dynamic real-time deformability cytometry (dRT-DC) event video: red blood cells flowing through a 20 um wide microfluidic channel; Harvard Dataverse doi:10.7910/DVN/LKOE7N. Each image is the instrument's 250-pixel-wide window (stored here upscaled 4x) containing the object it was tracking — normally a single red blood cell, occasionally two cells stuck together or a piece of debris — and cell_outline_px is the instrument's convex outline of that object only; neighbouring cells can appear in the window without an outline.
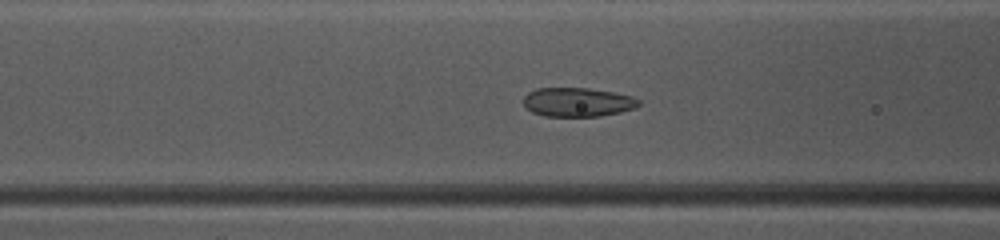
{"species": "common noctule bat (a hibernating species)", "species_latin": "Nyctalus noctula", "temperature_condition": "warm", "stored_images_in_passage": 36, "camera_frame_rate_fps": 3000, "um_per_image_px": 0.085, "animal": {"sex": "female", "body_mass_g": 10.0, "forearm_length_mm": 53.1}, "frame": {"image": 1, "passage_image": 7, "time_ms": 2.0, "image_size_px": [1000, 240], "cell_outline_px": [[640, 104], [636, 108], [620, 112], [600, 116], [544, 116], [532, 112], [524, 104], [524, 96], [528, 92], [536, 88], [588, 88], [612, 92], [632, 96], [640, 100]], "centroid_in_image_um": [49.11, 8.68], "position_along_channel_um": 117.5, "area_um2": 19.48}}
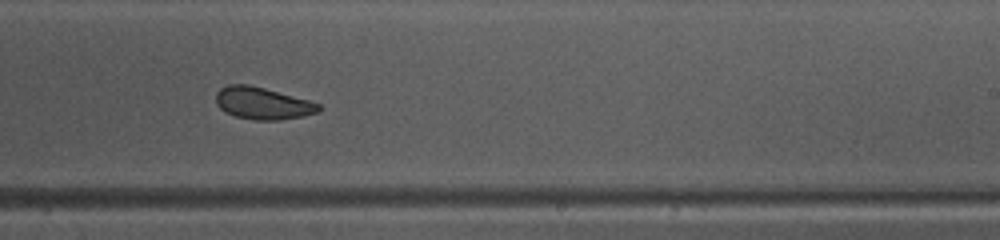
{"frame": {"image": 2, "passage_image": 18, "time_ms": 5.667, "image_size_px": [1000, 240], "cell_outline_px": [[320, 108], [316, 112], [304, 116], [280, 120], [256, 120], [236, 116], [224, 112], [216, 104], [216, 92], [220, 88], [228, 84], [248, 84], [264, 88], [308, 100], [320, 104]], "centroid_in_image_um": [22.28, 8.78], "position_along_channel_um": 266.7, "area_um2": 19.13}}
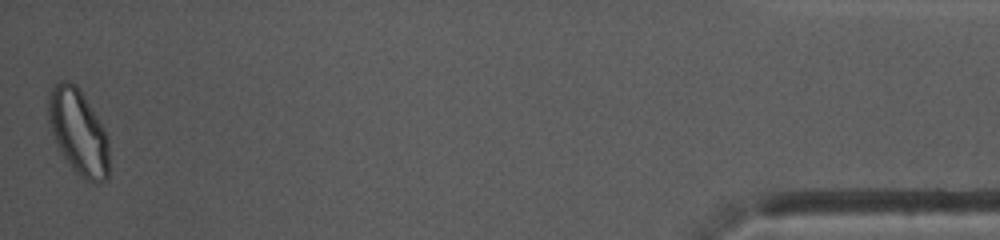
{"frame": {"image": 3, "passage_image": 36, "time_ms": 11.667, "image_size_px": [1000, 240], "cell_outline_px": [[108, 180], [100, 184], [92, 184], [84, 180], [72, 168], [64, 156], [48, 124], [48, 96], [52, 84], [60, 80], [68, 80], [76, 84], [84, 96], [104, 128], [108, 136]], "centroid_in_image_um": [6.67, 11.22], "position_along_channel_um": 428.5, "area_um2": 30.4}, "authors_computed_cell_mechanics": {"area_um2": 19.9699, "velocity_mm_per_s": 4.067, "shape_relaxation_time_tau1_ms": null, "shape_relaxation_time_tau2_ms": 1.8057, "deformation_change_tau1": null, "deformation_change_tau2": 0.0641}}